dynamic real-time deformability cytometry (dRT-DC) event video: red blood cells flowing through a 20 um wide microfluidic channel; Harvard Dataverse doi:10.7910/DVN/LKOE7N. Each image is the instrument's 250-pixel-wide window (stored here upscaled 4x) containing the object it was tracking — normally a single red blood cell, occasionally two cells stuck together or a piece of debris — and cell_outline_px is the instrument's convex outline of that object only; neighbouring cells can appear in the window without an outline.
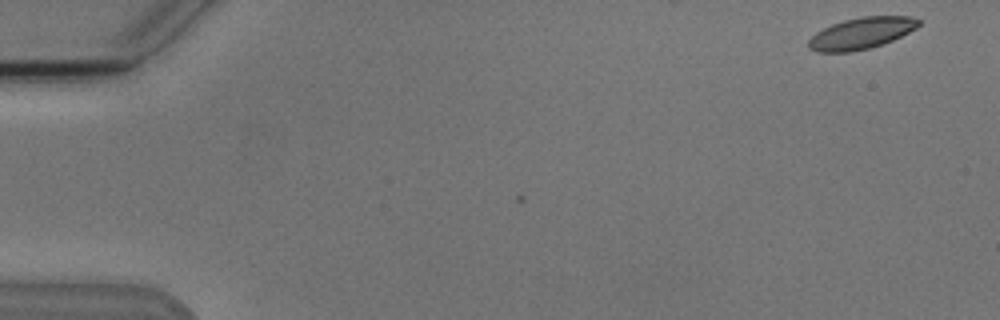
{"species": "Egyptian fruit bat (a non-hibernating species)", "species_latin": "Rousettus aegyptiacus", "temperature_condition": "cold", "stored_images_in_passage": 3, "camera_frame_rate_fps": 3000, "um_per_image_px": 0.085, "animal": {"sex": "male"}, "frame": {"image": 1, "passage_image": 1, "time_ms": 0.0, "image_size_px": [1000, 320], "cell_outline_px": [[920, 24], [916, 28], [892, 40], [868, 48], [852, 52], [816, 52], [808, 48], [808, 40], [816, 32], [832, 24], [844, 20], [860, 16], [912, 16], [920, 20]], "centroid_in_image_um": [73.19, 2.82], "position_along_channel_um": 11.8, "area_um2": 20.11}}